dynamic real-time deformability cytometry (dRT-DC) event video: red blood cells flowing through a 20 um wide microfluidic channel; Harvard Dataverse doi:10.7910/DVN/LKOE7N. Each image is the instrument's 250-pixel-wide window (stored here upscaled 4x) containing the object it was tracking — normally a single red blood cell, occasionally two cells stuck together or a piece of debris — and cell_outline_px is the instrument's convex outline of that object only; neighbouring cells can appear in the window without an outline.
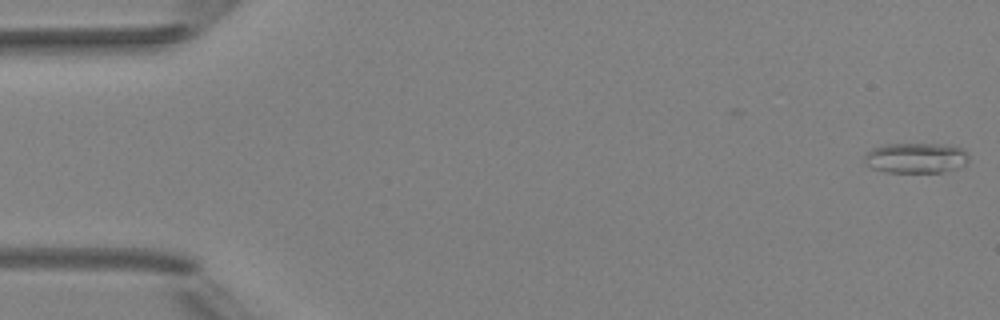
{"species": "Egyptian fruit bat (a non-hibernating species)", "species_latin": "Rousettus aegyptiacus", "temperature_condition": "room temperature", "stored_images_in_passage": 4, "camera_frame_rate_fps": 3000, "um_per_image_px": 0.085, "animal": {"sex": "female"}, "frame": {"image": 1, "passage_image": 1, "time_ms": 0.0, "image_size_px": [1000, 320], "cell_outline_px": [[968, 160], [964, 164], [956, 168], [944, 172], [884, 172], [872, 168], [864, 164], [864, 156], [872, 148], [884, 144], [948, 144], [964, 148], [968, 152]], "centroid_in_image_um": [77.85, 13.42], "position_along_channel_um": 7.1, "area_um2": 18.67}}